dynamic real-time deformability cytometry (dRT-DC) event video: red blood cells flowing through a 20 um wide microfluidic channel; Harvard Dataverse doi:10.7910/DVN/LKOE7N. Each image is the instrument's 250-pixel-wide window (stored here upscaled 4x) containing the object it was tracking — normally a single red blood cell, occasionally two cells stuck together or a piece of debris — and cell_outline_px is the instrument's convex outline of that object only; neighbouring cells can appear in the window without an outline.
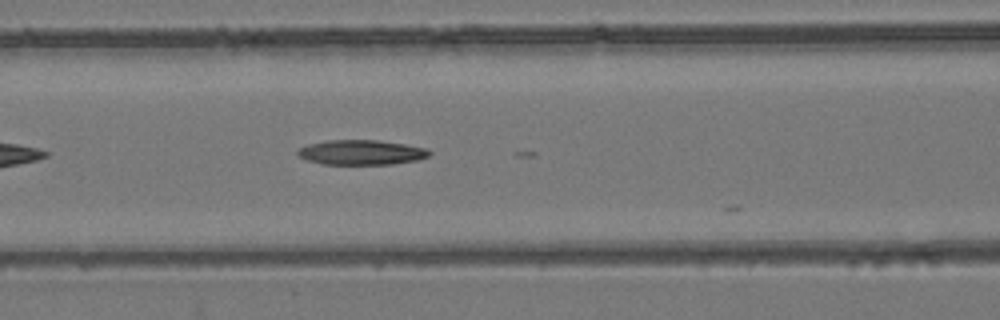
{"species": "common noctule bat (a hibernating species)", "species_latin": "Nyctalus noctula", "temperature_condition": "room temperature", "stored_images_in_passage": 8, "camera_frame_rate_fps": 3000, "um_per_image_px": 0.085, "animal": {"sex": "female", "body_mass_g": 24.6, "forearm_length_mm": 56.2}, "frame": {"image": 1, "passage_image": 5, "time_ms": 1.333, "image_size_px": [1000, 320], "cell_outline_px": [[432, 152], [428, 156], [416, 160], [392, 164], [324, 164], [308, 160], [300, 156], [296, 152], [300, 148], [308, 144], [328, 140], [376, 140], [404, 144], [428, 148]], "centroid_in_image_um": [30.73, 12.95], "position_along_channel_um": 135.9, "area_um2": 18.9}}